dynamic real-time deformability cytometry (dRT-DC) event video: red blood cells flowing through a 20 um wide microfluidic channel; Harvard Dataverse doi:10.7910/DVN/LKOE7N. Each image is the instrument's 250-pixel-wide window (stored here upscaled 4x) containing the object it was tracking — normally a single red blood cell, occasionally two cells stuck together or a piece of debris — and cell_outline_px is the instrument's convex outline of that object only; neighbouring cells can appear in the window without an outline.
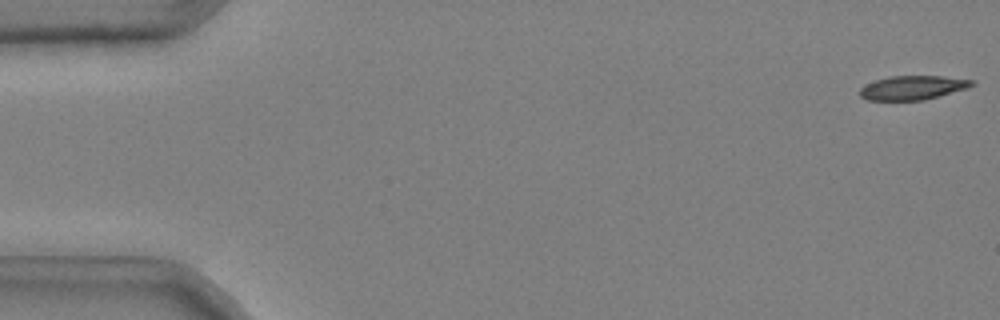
{"species": "common noctule bat (a hibernating species)", "species_latin": "Nyctalus noctula", "temperature_condition": "cold", "stored_images_in_passage": 49, "camera_frame_rate_fps": 3000, "um_per_image_px": 0.085, "animal": {"sex": "male", "body_mass_g": 20.4}, "frame": {"image": 1, "passage_image": 1, "time_ms": 0.0, "image_size_px": [1000, 320], "cell_outline_px": [[976, 84], [968, 88], [924, 100], [868, 100], [860, 96], [860, 88], [876, 80], [888, 76], [940, 76], [976, 80]], "centroid_in_image_um": [77.62, 7.45], "position_along_channel_um": 7.4, "area_um2": 15.66}}
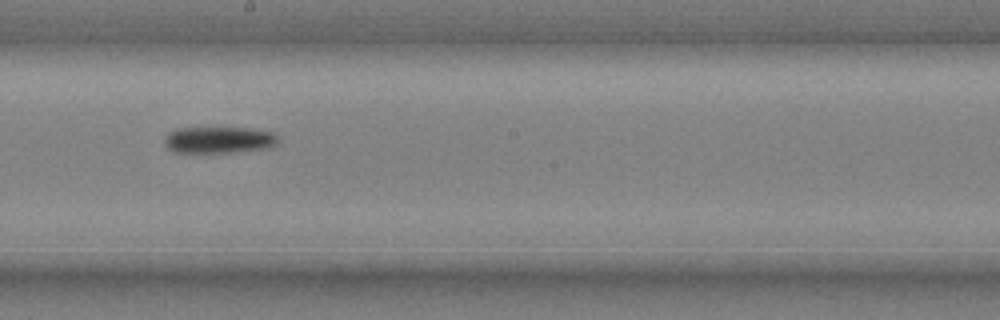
{"frame": {"image": 2, "passage_image": 30, "time_ms": 9.667, "image_size_px": [1000, 320], "cell_outline_px": [[280, 140], [276, 144], [268, 148], [232, 152], [172, 152], [164, 144], [164, 140], [168, 132], [176, 128], [248, 128], [272, 132], [280, 136]], "centroid_in_image_um": [18.61, 11.89], "position_along_channel_um": 229.6, "area_um2": 17.69}}
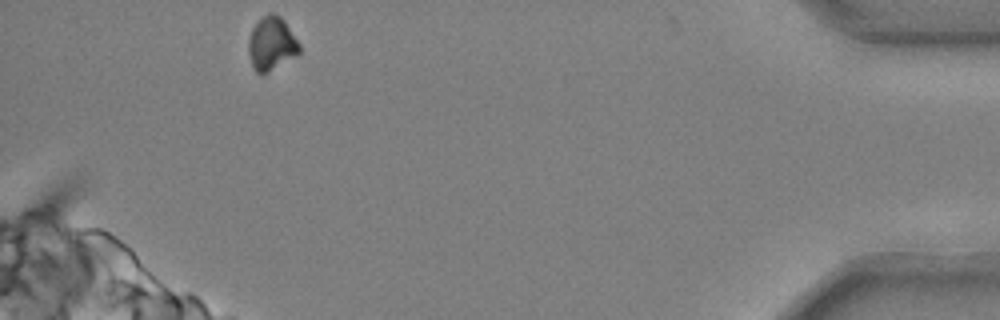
{"frame": {"image": 3, "passage_image": 49, "time_ms": 16.0, "image_size_px": [1000, 320], "cell_outline_px": [[300, 56], [264, 72], [256, 72], [252, 68], [248, 52], [248, 36], [252, 28], [268, 12], [272, 12], [280, 16], [284, 20], [300, 44]], "centroid_in_image_um": [23.09, 3.7], "position_along_channel_um": 412.1, "area_um2": 15.95}, "authors_computed_cell_mechanics": {"area_um2": 17.3978, "velocity_mm_per_s": 3.7115, "shape_relaxation_time_tau1_ms": 6.6327, "shape_relaxation_time_tau2_ms": null, "deformation_change_tau1": 0.1218, "deformation_change_tau2": null}}